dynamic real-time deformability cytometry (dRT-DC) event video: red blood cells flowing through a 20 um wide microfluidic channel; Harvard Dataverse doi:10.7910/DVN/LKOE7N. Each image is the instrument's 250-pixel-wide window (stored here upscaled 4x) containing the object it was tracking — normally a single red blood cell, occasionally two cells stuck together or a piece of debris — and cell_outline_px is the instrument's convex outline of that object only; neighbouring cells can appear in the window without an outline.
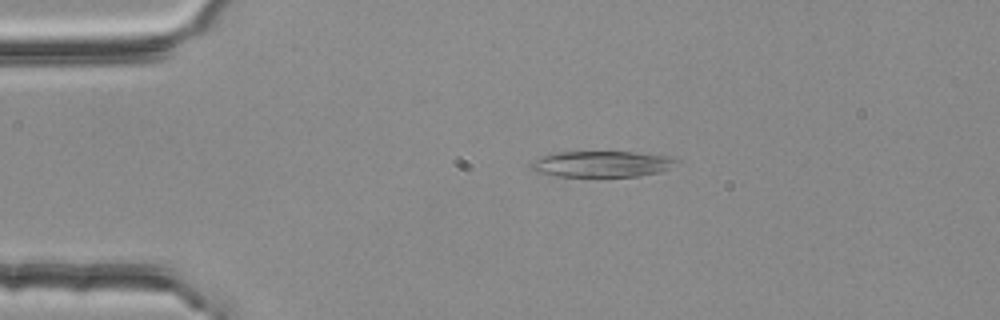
{"species": "common noctule bat (a hibernating species)", "species_latin": "Nyctalus noctula", "temperature_condition": "room temperature", "stored_images_in_passage": 3, "camera_frame_rate_fps": 3000, "um_per_image_px": 0.085, "animal": {"sex": "female", "body_mass_g": 25.1}, "frame": {"image": 1, "passage_image": 2, "time_ms": 0.333, "image_size_px": [1000, 320], "cell_outline_px": [[680, 160], [668, 168], [660, 172], [640, 176], [556, 176], [536, 172], [532, 168], [532, 160], [540, 156], [556, 152], [660, 152], [672, 156]], "centroid_in_image_um": [51.24, 13.92], "position_along_channel_um": 33.8, "area_um2": 22.43}}